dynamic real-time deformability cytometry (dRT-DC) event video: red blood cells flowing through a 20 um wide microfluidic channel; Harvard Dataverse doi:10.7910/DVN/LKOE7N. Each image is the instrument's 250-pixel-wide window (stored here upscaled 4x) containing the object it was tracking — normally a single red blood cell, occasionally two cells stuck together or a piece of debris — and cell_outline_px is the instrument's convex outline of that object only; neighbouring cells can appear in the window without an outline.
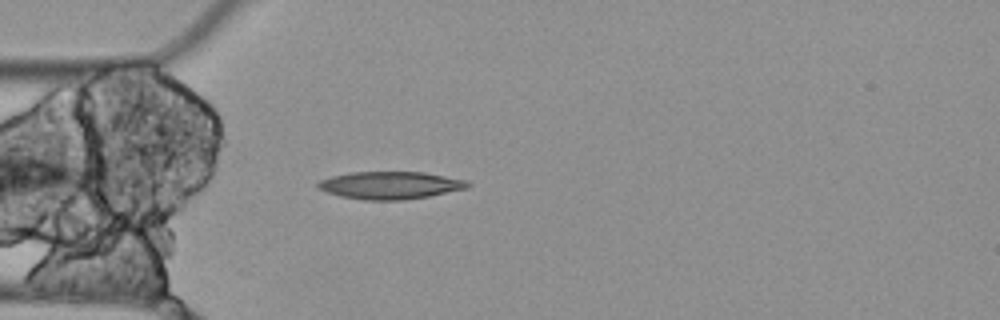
{"species": "Egyptian fruit bat (a non-hibernating species)", "species_latin": "Rousettus aegyptiacus", "temperature_condition": "cold", "stored_images_in_passage": 5, "camera_frame_rate_fps": 3000, "um_per_image_px": 0.085, "animal": {"sex": "female"}, "frame": {"image": 1, "passage_image": 5, "time_ms": 1.333, "image_size_px": [1000, 320], "cell_outline_px": [[472, 184], [468, 188], [428, 196], [404, 200], [364, 200], [340, 196], [316, 188], [316, 184], [320, 180], [332, 176], [352, 172], [424, 172], [468, 180]], "centroid_in_image_um": [33.19, 15.74], "position_along_channel_um": 51.8, "area_um2": 24.1}}